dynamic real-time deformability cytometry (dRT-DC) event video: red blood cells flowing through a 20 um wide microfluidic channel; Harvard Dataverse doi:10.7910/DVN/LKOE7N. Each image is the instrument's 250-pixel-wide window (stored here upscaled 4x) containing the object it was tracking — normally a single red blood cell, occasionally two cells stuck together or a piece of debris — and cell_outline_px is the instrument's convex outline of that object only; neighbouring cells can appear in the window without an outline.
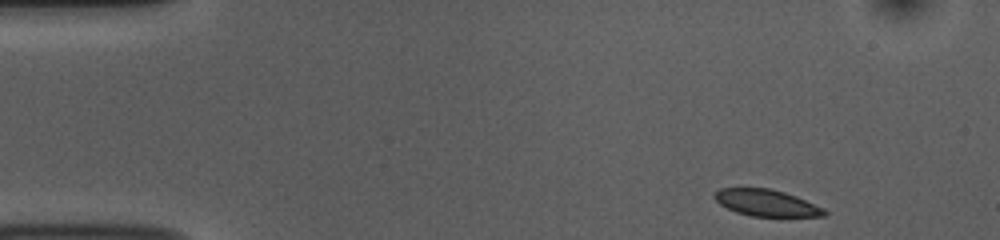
{"species": "common noctule bat (a hibernating species)", "species_latin": "Nyctalus noctula", "temperature_condition": "room temperature", "stored_images_in_passage": 48, "camera_frame_rate_fps": 3000, "um_per_image_px": 0.085, "animal": {"sex": "female", "body_mass_g": 10.0, "forearm_length_mm": 53.1}, "frame": {"image": 1, "passage_image": 1, "time_ms": 0.0, "image_size_px": [1000, 240], "cell_outline_px": [[828, 212], [824, 216], [752, 216], [736, 212], [720, 204], [712, 196], [720, 188], [768, 188], [784, 192], [796, 196], [824, 208]], "centroid_in_image_um": [65.14, 17.24], "position_along_channel_um": 19.9, "area_um2": 16.88}}
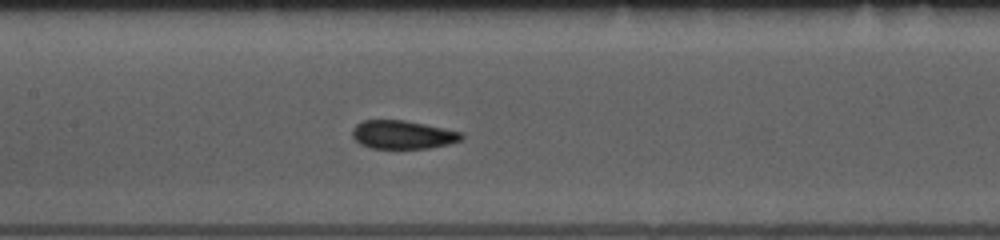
{"frame": {"image": 2, "passage_image": 20, "time_ms": 6.333, "image_size_px": [1000, 240], "cell_outline_px": [[464, 136], [460, 140], [448, 144], [428, 148], [372, 148], [360, 144], [352, 136], [352, 128], [356, 124], [364, 120], [404, 120], [464, 132]], "centroid_in_image_um": [34.23, 11.44], "position_along_channel_um": 173.2, "area_um2": 18.03}}
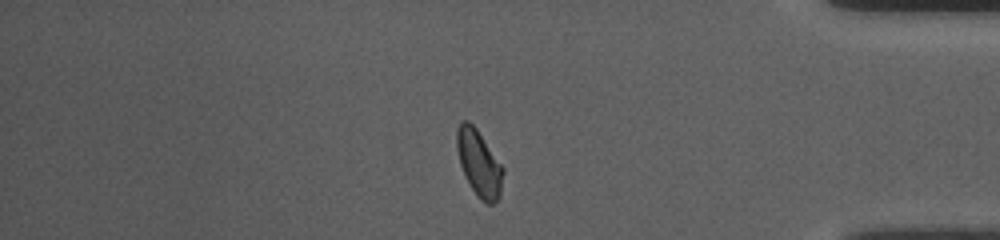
{"frame": {"image": 3, "passage_image": 40, "time_ms": 13.0, "image_size_px": [1000, 240], "cell_outline_px": [[504, 172], [500, 196], [492, 204], [488, 204], [480, 200], [476, 196], [460, 164], [456, 148], [456, 128], [460, 120], [468, 120], [476, 128], [504, 168]], "centroid_in_image_um": [40.71, 13.85], "position_along_channel_um": 394.5, "area_um2": 17.86}, "authors_computed_cell_mechanics": {"area_um2": 18.207, "velocity_mm_per_s": 3.7482, "shape_relaxation_time_tau1_ms": 4.7859, "shape_relaxation_time_tau2_ms": 0.5511, "deformation_change_tau1": 0.0931, "deformation_change_tau2": 0.0445}}